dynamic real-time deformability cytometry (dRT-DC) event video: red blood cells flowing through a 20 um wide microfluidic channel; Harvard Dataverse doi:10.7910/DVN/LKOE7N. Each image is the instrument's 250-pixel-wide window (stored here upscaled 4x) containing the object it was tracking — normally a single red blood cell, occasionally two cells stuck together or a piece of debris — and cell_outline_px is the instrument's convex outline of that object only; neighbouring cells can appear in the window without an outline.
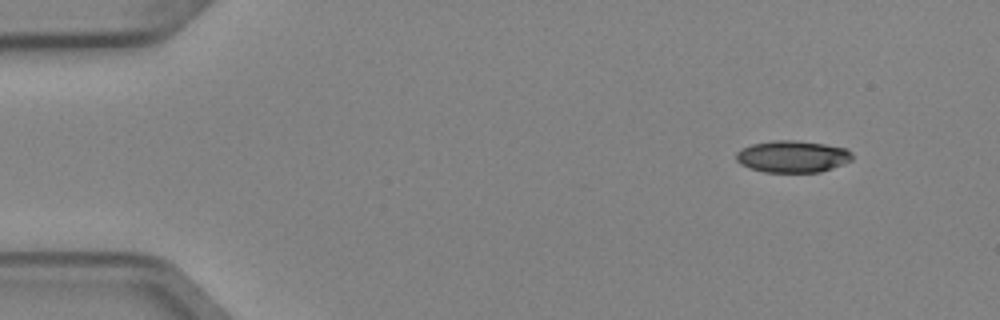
{"species": "Egyptian fruit bat (a non-hibernating species)", "species_latin": "Rousettus aegyptiacus", "temperature_condition": "cold", "stored_images_in_passage": 9, "camera_frame_rate_fps": 3000, "um_per_image_px": 0.085, "animal": {"sex": "female"}, "frame": {"image": 1, "passage_image": 1, "time_ms": 0.0, "image_size_px": [1000, 320], "cell_outline_px": [[852, 160], [832, 168], [820, 172], [764, 172], [740, 164], [736, 160], [736, 152], [752, 144], [772, 140], [792, 140], [824, 144], [844, 148], [852, 152]], "centroid_in_image_um": [67.36, 13.3], "position_along_channel_um": 17.6, "area_um2": 21.39}}
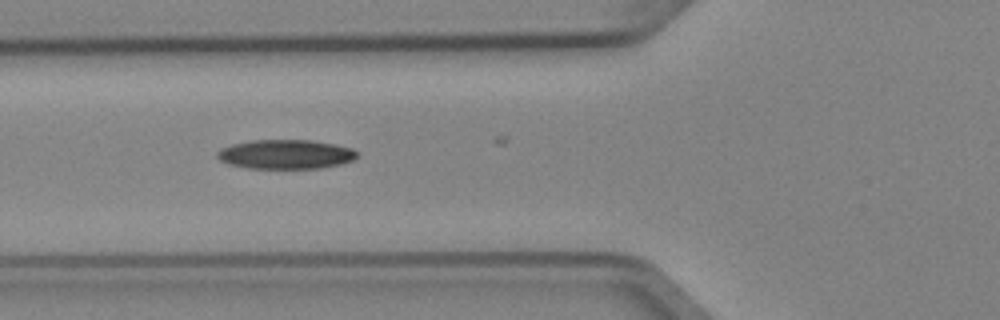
{"frame": {"image": 2, "passage_image": 5, "time_ms": 1.333, "image_size_px": [1000, 320], "cell_outline_px": [[356, 156], [352, 160], [340, 164], [320, 168], [248, 168], [228, 164], [220, 160], [216, 156], [216, 152], [220, 148], [232, 144], [248, 140], [312, 140], [336, 144], [352, 148], [356, 152]], "centroid_in_image_um": [24.23, 13.1], "position_along_channel_um": 101.6, "area_um2": 23.93}}
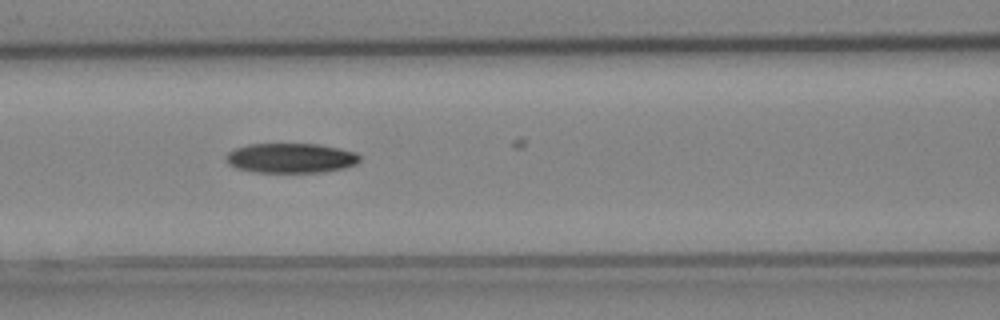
{"frame": {"image": 3, "passage_image": 6, "time_ms": 1.667, "image_size_px": [1000, 320], "cell_outline_px": [[360, 160], [356, 164], [344, 168], [324, 172], [256, 172], [236, 168], [228, 164], [228, 152], [236, 148], [248, 144], [320, 144], [340, 148], [356, 152], [360, 156]], "centroid_in_image_um": [24.77, 13.43], "position_along_channel_um": 141.8, "area_um2": 23.18}}